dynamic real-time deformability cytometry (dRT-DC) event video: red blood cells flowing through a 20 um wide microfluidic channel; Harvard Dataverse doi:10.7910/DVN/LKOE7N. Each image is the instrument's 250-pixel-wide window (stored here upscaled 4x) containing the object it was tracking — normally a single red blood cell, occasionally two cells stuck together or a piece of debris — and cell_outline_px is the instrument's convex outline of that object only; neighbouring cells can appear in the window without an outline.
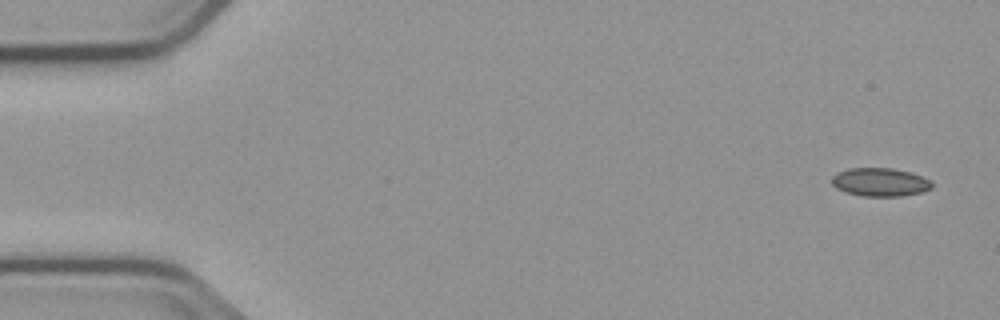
{"species": "common noctule bat (a hibernating species)", "species_latin": "Nyctalus noctula", "temperature_condition": "cold", "stored_images_in_passage": 4, "camera_frame_rate_fps": 3000, "um_per_image_px": 0.085, "animal": {"sex": "male", "body_mass_g": 23.1, "forearm_length_mm": 52.7}, "frame": {"image": 1, "passage_image": 1, "time_ms": 0.0, "image_size_px": [1000, 320], "cell_outline_px": [[932, 188], [924, 192], [900, 196], [860, 196], [844, 192], [836, 188], [832, 184], [832, 176], [836, 172], [848, 168], [892, 168], [912, 172], [924, 176], [932, 180]], "centroid_in_image_um": [74.83, 15.48], "position_along_channel_um": 10.2, "area_um2": 16.94}}
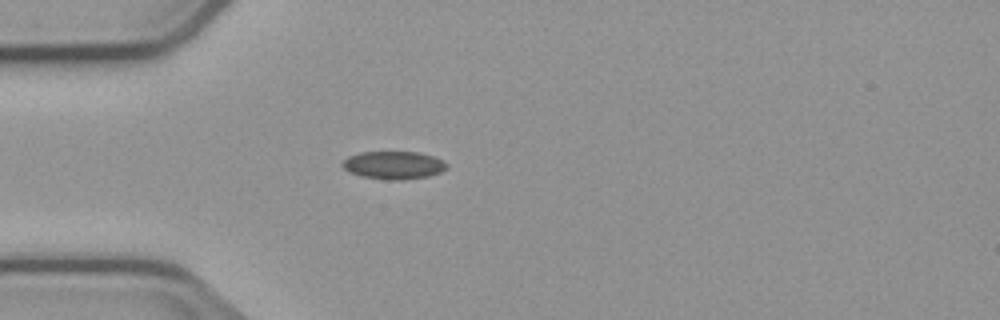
{"frame": {"image": 2, "passage_image": 4, "time_ms": 4.333, "image_size_px": [1000, 320], "cell_outline_px": [[448, 168], [440, 172], [428, 176], [400, 180], [392, 180], [360, 176], [344, 168], [340, 164], [348, 156], [360, 152], [420, 152], [432, 156], [448, 164]], "centroid_in_image_um": [33.45, 14.03], "position_along_channel_um": 51.5, "area_um2": 16.82}}